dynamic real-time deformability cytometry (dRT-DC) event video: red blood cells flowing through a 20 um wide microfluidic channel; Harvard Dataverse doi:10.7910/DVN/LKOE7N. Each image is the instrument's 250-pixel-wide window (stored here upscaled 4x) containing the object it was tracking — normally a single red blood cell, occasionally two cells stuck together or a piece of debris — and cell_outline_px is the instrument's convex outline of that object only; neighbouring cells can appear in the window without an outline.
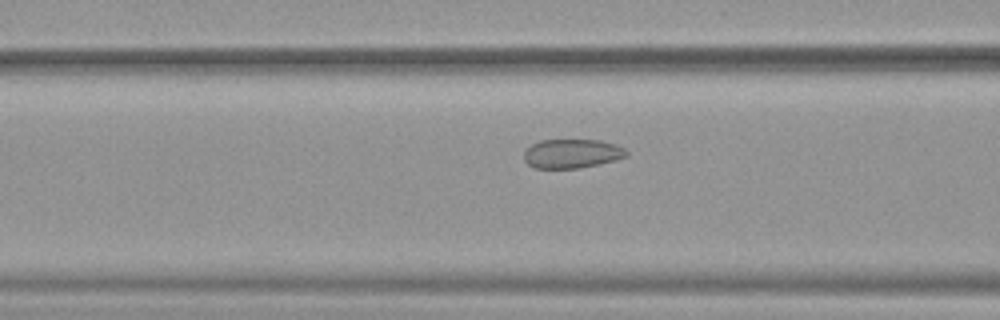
{"species": "common noctule bat (a hibernating species)", "species_latin": "Nyctalus noctula", "temperature_condition": "warm", "stored_images_in_passage": 52, "camera_frame_rate_fps": 3000, "um_per_image_px": 0.085, "animal": {"sex": "female", "body_mass_g": 19.9}, "frame": {"image": 1, "passage_image": 21, "time_ms": 6.667, "image_size_px": [1000, 320], "cell_outline_px": [[628, 156], [616, 160], [580, 168], [532, 168], [524, 160], [524, 152], [532, 144], [540, 140], [600, 140], [616, 144], [624, 148], [628, 152]], "centroid_in_image_um": [48.63, 13.06], "position_along_channel_um": 118.0, "area_um2": 17.46}}
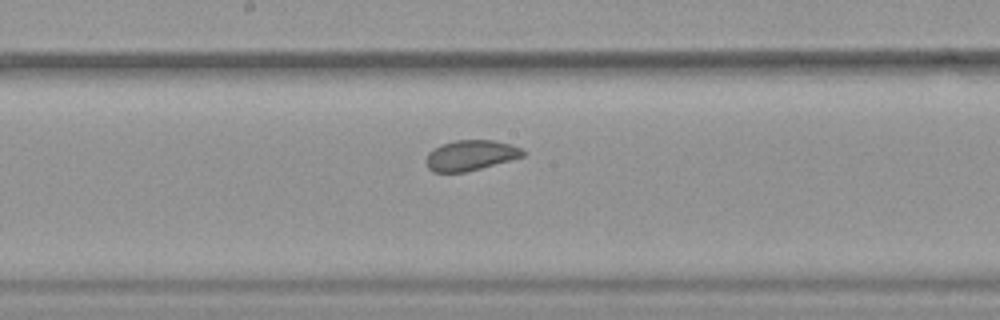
{"frame": {"image": 2, "passage_image": 28, "time_ms": 9.0, "image_size_px": [1000, 320], "cell_outline_px": [[524, 156], [480, 168], [464, 172], [432, 172], [428, 168], [428, 152], [440, 144], [456, 140], [492, 140], [512, 144], [520, 148], [524, 152]], "centroid_in_image_um": [39.99, 13.19], "position_along_channel_um": 208.2, "area_um2": 16.88}}
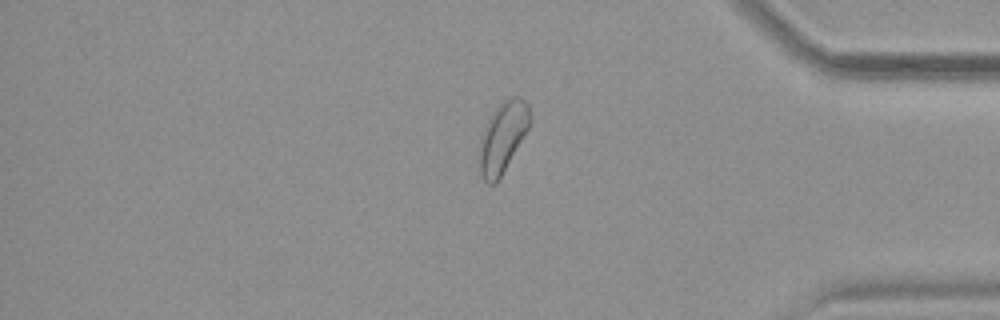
{"frame": {"image": 3, "passage_image": 44, "time_ms": 14.333, "image_size_px": [1000, 320], "cell_outline_px": [[532, 120], [528, 128], [496, 184], [488, 184], [484, 180], [480, 172], [480, 136], [492, 112], [504, 100], [512, 96], [520, 96], [528, 104], [532, 116]], "centroid_in_image_um": [42.74, 11.62], "position_along_channel_um": 392.5, "area_um2": 20.52}, "authors_computed_cell_mechanics": {"area_um2": 20.3456, "velocity_mm_per_s": 3.8869, "shape_relaxation_time_tau1_ms": 8.0818, "shape_relaxation_time_tau2_ms": 2.1208, "deformation_change_tau1": 0.0717, "deformation_change_tau2": 0.0606}}